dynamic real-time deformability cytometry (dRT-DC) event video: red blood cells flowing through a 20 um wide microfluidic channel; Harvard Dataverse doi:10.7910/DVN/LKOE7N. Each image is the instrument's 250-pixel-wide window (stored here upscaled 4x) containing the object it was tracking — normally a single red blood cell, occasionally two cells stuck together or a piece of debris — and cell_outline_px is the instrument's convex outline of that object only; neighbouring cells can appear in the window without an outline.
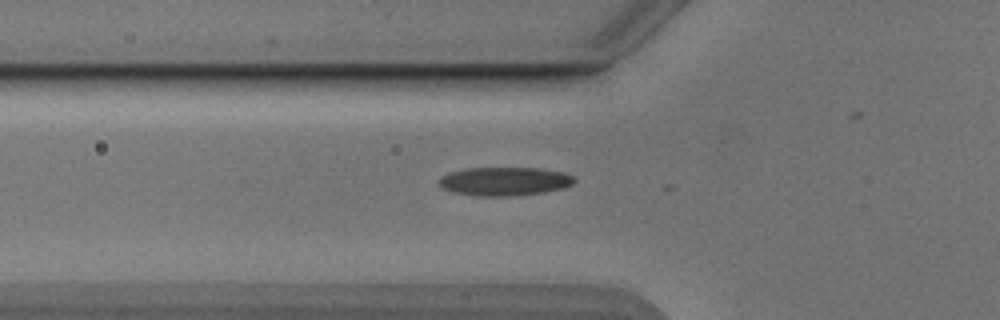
{"species": "Egyptian fruit bat (a non-hibernating species)", "species_latin": "Rousettus aegyptiacus", "temperature_condition": "cold", "stored_images_in_passage": 28, "camera_frame_rate_fps": 3000, "um_per_image_px": 0.085, "animal": {"sex": "male"}, "frame": {"image": 1, "passage_image": 3, "time_ms": 0.667, "image_size_px": [1000, 320], "cell_outline_px": [[576, 180], [572, 184], [564, 188], [544, 192], [508, 196], [476, 196], [452, 192], [436, 184], [436, 180], [440, 176], [448, 172], [464, 168], [540, 168], [564, 172], [576, 176]], "centroid_in_image_um": [42.85, 15.4], "position_along_channel_um": 82.9, "area_um2": 22.95}}
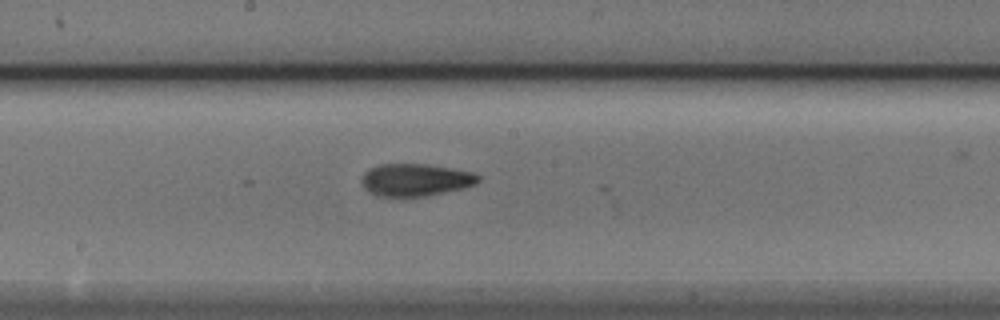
{"frame": {"image": 2, "passage_image": 13, "time_ms": 4.0, "image_size_px": [1000, 320], "cell_outline_px": [[480, 180], [476, 184], [460, 188], [424, 196], [376, 196], [368, 192], [364, 188], [360, 180], [364, 172], [368, 168], [380, 164], [428, 164], [452, 168], [472, 172], [480, 176]], "centroid_in_image_um": [35.26, 15.27], "position_along_channel_um": 212.9, "area_um2": 22.02}}
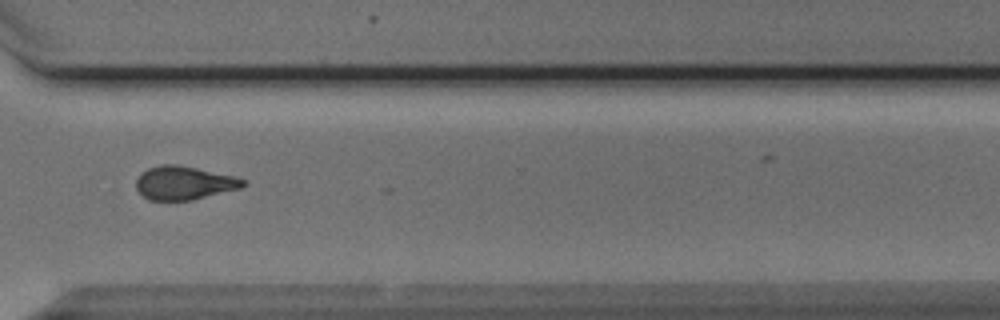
{"frame": {"image": 3, "passage_image": 24, "time_ms": 7.667, "image_size_px": [1000, 320], "cell_outline_px": [[248, 184], [240, 188], [192, 200], [148, 200], [136, 188], [136, 180], [140, 172], [148, 168], [160, 164], [176, 164], [236, 176], [248, 180]], "centroid_in_image_um": [15.66, 15.54], "position_along_channel_um": 354.9, "area_um2": 21.04}}